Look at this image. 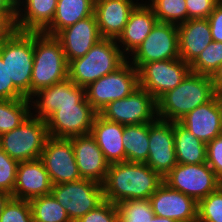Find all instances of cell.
Instances as JSON below:
<instances>
[{"mask_svg": "<svg viewBox=\"0 0 222 222\" xmlns=\"http://www.w3.org/2000/svg\"><path fill=\"white\" fill-rule=\"evenodd\" d=\"M115 39H100L84 56L68 63V78L86 88L101 77L115 71L125 61Z\"/></svg>", "mask_w": 222, "mask_h": 222, "instance_id": "3957f363", "label": "cell"}, {"mask_svg": "<svg viewBox=\"0 0 222 222\" xmlns=\"http://www.w3.org/2000/svg\"><path fill=\"white\" fill-rule=\"evenodd\" d=\"M12 196L4 191H0V215L3 211V208L7 201L11 198Z\"/></svg>", "mask_w": 222, "mask_h": 222, "instance_id": "bcb514c9", "label": "cell"}, {"mask_svg": "<svg viewBox=\"0 0 222 222\" xmlns=\"http://www.w3.org/2000/svg\"><path fill=\"white\" fill-rule=\"evenodd\" d=\"M177 26L180 59L191 64L213 41L208 19H188Z\"/></svg>", "mask_w": 222, "mask_h": 222, "instance_id": "cb8c5ba5", "label": "cell"}, {"mask_svg": "<svg viewBox=\"0 0 222 222\" xmlns=\"http://www.w3.org/2000/svg\"><path fill=\"white\" fill-rule=\"evenodd\" d=\"M51 194L75 222L105 201L103 186L88 179L55 184Z\"/></svg>", "mask_w": 222, "mask_h": 222, "instance_id": "ba28073f", "label": "cell"}, {"mask_svg": "<svg viewBox=\"0 0 222 222\" xmlns=\"http://www.w3.org/2000/svg\"><path fill=\"white\" fill-rule=\"evenodd\" d=\"M130 56L132 57H130L129 62L136 69L142 64L151 61L180 58L178 26L176 24L158 21L150 34Z\"/></svg>", "mask_w": 222, "mask_h": 222, "instance_id": "8fae6325", "label": "cell"}, {"mask_svg": "<svg viewBox=\"0 0 222 222\" xmlns=\"http://www.w3.org/2000/svg\"><path fill=\"white\" fill-rule=\"evenodd\" d=\"M99 114L122 125H138L154 122L157 117V102L144 88H136L129 96L106 105Z\"/></svg>", "mask_w": 222, "mask_h": 222, "instance_id": "30bf717a", "label": "cell"}, {"mask_svg": "<svg viewBox=\"0 0 222 222\" xmlns=\"http://www.w3.org/2000/svg\"><path fill=\"white\" fill-rule=\"evenodd\" d=\"M116 206L118 222H150L155 216L149 199L125 200Z\"/></svg>", "mask_w": 222, "mask_h": 222, "instance_id": "d6a6232c", "label": "cell"}, {"mask_svg": "<svg viewBox=\"0 0 222 222\" xmlns=\"http://www.w3.org/2000/svg\"><path fill=\"white\" fill-rule=\"evenodd\" d=\"M34 222H71L65 208L52 194L29 201Z\"/></svg>", "mask_w": 222, "mask_h": 222, "instance_id": "4dcf8cb0", "label": "cell"}, {"mask_svg": "<svg viewBox=\"0 0 222 222\" xmlns=\"http://www.w3.org/2000/svg\"><path fill=\"white\" fill-rule=\"evenodd\" d=\"M138 87V71L126 60L115 71L89 84L85 88V96L99 113L110 102L129 96Z\"/></svg>", "mask_w": 222, "mask_h": 222, "instance_id": "52a82bcc", "label": "cell"}, {"mask_svg": "<svg viewBox=\"0 0 222 222\" xmlns=\"http://www.w3.org/2000/svg\"><path fill=\"white\" fill-rule=\"evenodd\" d=\"M25 98L15 87L12 79H9L6 64L0 56V99Z\"/></svg>", "mask_w": 222, "mask_h": 222, "instance_id": "60d3db41", "label": "cell"}, {"mask_svg": "<svg viewBox=\"0 0 222 222\" xmlns=\"http://www.w3.org/2000/svg\"><path fill=\"white\" fill-rule=\"evenodd\" d=\"M219 0H186L187 20L207 19Z\"/></svg>", "mask_w": 222, "mask_h": 222, "instance_id": "ab89813d", "label": "cell"}, {"mask_svg": "<svg viewBox=\"0 0 222 222\" xmlns=\"http://www.w3.org/2000/svg\"><path fill=\"white\" fill-rule=\"evenodd\" d=\"M154 215L174 219L177 222H192L197 219L198 203L190 196L162 183L149 198Z\"/></svg>", "mask_w": 222, "mask_h": 222, "instance_id": "ac0fdd59", "label": "cell"}, {"mask_svg": "<svg viewBox=\"0 0 222 222\" xmlns=\"http://www.w3.org/2000/svg\"><path fill=\"white\" fill-rule=\"evenodd\" d=\"M123 131L124 125L109 121L99 113L94 118L90 134L95 138L109 164L125 161V149L122 143Z\"/></svg>", "mask_w": 222, "mask_h": 222, "instance_id": "d4e9b609", "label": "cell"}, {"mask_svg": "<svg viewBox=\"0 0 222 222\" xmlns=\"http://www.w3.org/2000/svg\"><path fill=\"white\" fill-rule=\"evenodd\" d=\"M68 78V63L61 42L55 37L34 32V59L30 97L37 90Z\"/></svg>", "mask_w": 222, "mask_h": 222, "instance_id": "277c9868", "label": "cell"}, {"mask_svg": "<svg viewBox=\"0 0 222 222\" xmlns=\"http://www.w3.org/2000/svg\"><path fill=\"white\" fill-rule=\"evenodd\" d=\"M52 186L49 174L40 159L19 162L16 183L11 196L30 201L51 194Z\"/></svg>", "mask_w": 222, "mask_h": 222, "instance_id": "44dd1931", "label": "cell"}, {"mask_svg": "<svg viewBox=\"0 0 222 222\" xmlns=\"http://www.w3.org/2000/svg\"><path fill=\"white\" fill-rule=\"evenodd\" d=\"M139 86L147 90L157 101L163 94L178 86L191 71L184 60L151 61L138 69Z\"/></svg>", "mask_w": 222, "mask_h": 222, "instance_id": "7c38bea8", "label": "cell"}, {"mask_svg": "<svg viewBox=\"0 0 222 222\" xmlns=\"http://www.w3.org/2000/svg\"><path fill=\"white\" fill-rule=\"evenodd\" d=\"M0 222H34L29 201L11 197L3 208Z\"/></svg>", "mask_w": 222, "mask_h": 222, "instance_id": "d590c367", "label": "cell"}, {"mask_svg": "<svg viewBox=\"0 0 222 222\" xmlns=\"http://www.w3.org/2000/svg\"><path fill=\"white\" fill-rule=\"evenodd\" d=\"M96 115L86 98L79 104L59 106L46 120L49 136L69 139L89 134Z\"/></svg>", "mask_w": 222, "mask_h": 222, "instance_id": "4fadbf2b", "label": "cell"}, {"mask_svg": "<svg viewBox=\"0 0 222 222\" xmlns=\"http://www.w3.org/2000/svg\"><path fill=\"white\" fill-rule=\"evenodd\" d=\"M30 100L0 99V136L17 128L30 114Z\"/></svg>", "mask_w": 222, "mask_h": 222, "instance_id": "f546056e", "label": "cell"}, {"mask_svg": "<svg viewBox=\"0 0 222 222\" xmlns=\"http://www.w3.org/2000/svg\"><path fill=\"white\" fill-rule=\"evenodd\" d=\"M95 0H58L52 23L42 32L56 36L61 30L94 14Z\"/></svg>", "mask_w": 222, "mask_h": 222, "instance_id": "4316f807", "label": "cell"}, {"mask_svg": "<svg viewBox=\"0 0 222 222\" xmlns=\"http://www.w3.org/2000/svg\"><path fill=\"white\" fill-rule=\"evenodd\" d=\"M72 141L76 164L82 179L103 184L109 163L97 145L95 138L89 133L69 138Z\"/></svg>", "mask_w": 222, "mask_h": 222, "instance_id": "ffe728a7", "label": "cell"}, {"mask_svg": "<svg viewBox=\"0 0 222 222\" xmlns=\"http://www.w3.org/2000/svg\"><path fill=\"white\" fill-rule=\"evenodd\" d=\"M206 163L222 181V134L207 143Z\"/></svg>", "mask_w": 222, "mask_h": 222, "instance_id": "f35d334b", "label": "cell"}, {"mask_svg": "<svg viewBox=\"0 0 222 222\" xmlns=\"http://www.w3.org/2000/svg\"><path fill=\"white\" fill-rule=\"evenodd\" d=\"M150 2V3H149ZM159 22L179 25L187 21L186 0H149Z\"/></svg>", "mask_w": 222, "mask_h": 222, "instance_id": "1f68e13d", "label": "cell"}, {"mask_svg": "<svg viewBox=\"0 0 222 222\" xmlns=\"http://www.w3.org/2000/svg\"><path fill=\"white\" fill-rule=\"evenodd\" d=\"M157 22L153 9L145 2L142 4L139 2L131 12L122 33L116 39L121 52L125 56L128 54L127 59L150 34Z\"/></svg>", "mask_w": 222, "mask_h": 222, "instance_id": "603a6c76", "label": "cell"}, {"mask_svg": "<svg viewBox=\"0 0 222 222\" xmlns=\"http://www.w3.org/2000/svg\"><path fill=\"white\" fill-rule=\"evenodd\" d=\"M192 222H202V221H200V220L197 218L196 220H194V221H192Z\"/></svg>", "mask_w": 222, "mask_h": 222, "instance_id": "681fc988", "label": "cell"}, {"mask_svg": "<svg viewBox=\"0 0 222 222\" xmlns=\"http://www.w3.org/2000/svg\"><path fill=\"white\" fill-rule=\"evenodd\" d=\"M76 222H118L117 206L105 200L97 208L89 211Z\"/></svg>", "mask_w": 222, "mask_h": 222, "instance_id": "74e56055", "label": "cell"}, {"mask_svg": "<svg viewBox=\"0 0 222 222\" xmlns=\"http://www.w3.org/2000/svg\"><path fill=\"white\" fill-rule=\"evenodd\" d=\"M8 1L15 9H17L24 0H8Z\"/></svg>", "mask_w": 222, "mask_h": 222, "instance_id": "c3c4849f", "label": "cell"}, {"mask_svg": "<svg viewBox=\"0 0 222 222\" xmlns=\"http://www.w3.org/2000/svg\"><path fill=\"white\" fill-rule=\"evenodd\" d=\"M18 164V161L12 159L0 148V191L13 194Z\"/></svg>", "mask_w": 222, "mask_h": 222, "instance_id": "8d00e7d4", "label": "cell"}, {"mask_svg": "<svg viewBox=\"0 0 222 222\" xmlns=\"http://www.w3.org/2000/svg\"><path fill=\"white\" fill-rule=\"evenodd\" d=\"M0 56L14 87L30 99L31 74L34 59V32L16 30L0 44Z\"/></svg>", "mask_w": 222, "mask_h": 222, "instance_id": "5b68a950", "label": "cell"}, {"mask_svg": "<svg viewBox=\"0 0 222 222\" xmlns=\"http://www.w3.org/2000/svg\"><path fill=\"white\" fill-rule=\"evenodd\" d=\"M125 161L146 163L149 155V123L124 125Z\"/></svg>", "mask_w": 222, "mask_h": 222, "instance_id": "f1b7e54d", "label": "cell"}, {"mask_svg": "<svg viewBox=\"0 0 222 222\" xmlns=\"http://www.w3.org/2000/svg\"><path fill=\"white\" fill-rule=\"evenodd\" d=\"M55 37L62 44L67 63L84 56L102 39L94 14L66 27Z\"/></svg>", "mask_w": 222, "mask_h": 222, "instance_id": "d6986e66", "label": "cell"}, {"mask_svg": "<svg viewBox=\"0 0 222 222\" xmlns=\"http://www.w3.org/2000/svg\"><path fill=\"white\" fill-rule=\"evenodd\" d=\"M146 164L162 177L177 164L174 122L157 118L149 123V155Z\"/></svg>", "mask_w": 222, "mask_h": 222, "instance_id": "2e32d148", "label": "cell"}, {"mask_svg": "<svg viewBox=\"0 0 222 222\" xmlns=\"http://www.w3.org/2000/svg\"><path fill=\"white\" fill-rule=\"evenodd\" d=\"M212 82L216 92L222 94V63L220 64L219 69L212 76Z\"/></svg>", "mask_w": 222, "mask_h": 222, "instance_id": "ee69618b", "label": "cell"}, {"mask_svg": "<svg viewBox=\"0 0 222 222\" xmlns=\"http://www.w3.org/2000/svg\"><path fill=\"white\" fill-rule=\"evenodd\" d=\"M57 2L58 0H24L16 9L17 30L42 33L52 23Z\"/></svg>", "mask_w": 222, "mask_h": 222, "instance_id": "484cf974", "label": "cell"}, {"mask_svg": "<svg viewBox=\"0 0 222 222\" xmlns=\"http://www.w3.org/2000/svg\"><path fill=\"white\" fill-rule=\"evenodd\" d=\"M135 1V0H134ZM95 0L94 15L102 38L117 39L131 12L139 4L136 0Z\"/></svg>", "mask_w": 222, "mask_h": 222, "instance_id": "7402d4cb", "label": "cell"}, {"mask_svg": "<svg viewBox=\"0 0 222 222\" xmlns=\"http://www.w3.org/2000/svg\"><path fill=\"white\" fill-rule=\"evenodd\" d=\"M85 98V88L76 85L67 78L52 86L39 89L32 94L29 99L30 108L35 112L32 111L31 115L46 121L59 109V106L79 104Z\"/></svg>", "mask_w": 222, "mask_h": 222, "instance_id": "9a60e30c", "label": "cell"}, {"mask_svg": "<svg viewBox=\"0 0 222 222\" xmlns=\"http://www.w3.org/2000/svg\"><path fill=\"white\" fill-rule=\"evenodd\" d=\"M197 218L202 222H222V185L198 202Z\"/></svg>", "mask_w": 222, "mask_h": 222, "instance_id": "e575fe53", "label": "cell"}, {"mask_svg": "<svg viewBox=\"0 0 222 222\" xmlns=\"http://www.w3.org/2000/svg\"><path fill=\"white\" fill-rule=\"evenodd\" d=\"M16 30V13H0V44Z\"/></svg>", "mask_w": 222, "mask_h": 222, "instance_id": "7bdbcfd3", "label": "cell"}, {"mask_svg": "<svg viewBox=\"0 0 222 222\" xmlns=\"http://www.w3.org/2000/svg\"><path fill=\"white\" fill-rule=\"evenodd\" d=\"M174 145L178 164L206 163L207 144L179 122H174Z\"/></svg>", "mask_w": 222, "mask_h": 222, "instance_id": "83f0119b", "label": "cell"}, {"mask_svg": "<svg viewBox=\"0 0 222 222\" xmlns=\"http://www.w3.org/2000/svg\"><path fill=\"white\" fill-rule=\"evenodd\" d=\"M45 120L29 115L17 128L0 136V148L18 162L40 159L49 138Z\"/></svg>", "mask_w": 222, "mask_h": 222, "instance_id": "8992f818", "label": "cell"}, {"mask_svg": "<svg viewBox=\"0 0 222 222\" xmlns=\"http://www.w3.org/2000/svg\"><path fill=\"white\" fill-rule=\"evenodd\" d=\"M0 13H16V9L8 0H0Z\"/></svg>", "mask_w": 222, "mask_h": 222, "instance_id": "f6af8a7d", "label": "cell"}, {"mask_svg": "<svg viewBox=\"0 0 222 222\" xmlns=\"http://www.w3.org/2000/svg\"><path fill=\"white\" fill-rule=\"evenodd\" d=\"M222 63V42L212 41L190 64L192 72L213 76Z\"/></svg>", "mask_w": 222, "mask_h": 222, "instance_id": "836d02e7", "label": "cell"}, {"mask_svg": "<svg viewBox=\"0 0 222 222\" xmlns=\"http://www.w3.org/2000/svg\"><path fill=\"white\" fill-rule=\"evenodd\" d=\"M206 144L222 134V94L186 114L178 121Z\"/></svg>", "mask_w": 222, "mask_h": 222, "instance_id": "e0dca14e", "label": "cell"}, {"mask_svg": "<svg viewBox=\"0 0 222 222\" xmlns=\"http://www.w3.org/2000/svg\"><path fill=\"white\" fill-rule=\"evenodd\" d=\"M212 40L222 42V2L219 1L208 16Z\"/></svg>", "mask_w": 222, "mask_h": 222, "instance_id": "b9f144b4", "label": "cell"}, {"mask_svg": "<svg viewBox=\"0 0 222 222\" xmlns=\"http://www.w3.org/2000/svg\"><path fill=\"white\" fill-rule=\"evenodd\" d=\"M163 183V177L146 163L109 164L103 182L104 199L115 205L132 199H149Z\"/></svg>", "mask_w": 222, "mask_h": 222, "instance_id": "6da1fadb", "label": "cell"}, {"mask_svg": "<svg viewBox=\"0 0 222 222\" xmlns=\"http://www.w3.org/2000/svg\"><path fill=\"white\" fill-rule=\"evenodd\" d=\"M150 222H177V221L174 219L160 217V216L155 215Z\"/></svg>", "mask_w": 222, "mask_h": 222, "instance_id": "7dc6e473", "label": "cell"}, {"mask_svg": "<svg viewBox=\"0 0 222 222\" xmlns=\"http://www.w3.org/2000/svg\"><path fill=\"white\" fill-rule=\"evenodd\" d=\"M40 160L43 162L53 185L82 179L70 139L49 137Z\"/></svg>", "mask_w": 222, "mask_h": 222, "instance_id": "5bb4252c", "label": "cell"}, {"mask_svg": "<svg viewBox=\"0 0 222 222\" xmlns=\"http://www.w3.org/2000/svg\"><path fill=\"white\" fill-rule=\"evenodd\" d=\"M216 94L211 76L190 71L178 86L156 101L157 117L164 121L178 122Z\"/></svg>", "mask_w": 222, "mask_h": 222, "instance_id": "7a4b0ae2", "label": "cell"}, {"mask_svg": "<svg viewBox=\"0 0 222 222\" xmlns=\"http://www.w3.org/2000/svg\"><path fill=\"white\" fill-rule=\"evenodd\" d=\"M163 182L170 188L192 197L197 203L222 185V181L207 163H177L163 177Z\"/></svg>", "mask_w": 222, "mask_h": 222, "instance_id": "9c48e42d", "label": "cell"}]
</instances>
